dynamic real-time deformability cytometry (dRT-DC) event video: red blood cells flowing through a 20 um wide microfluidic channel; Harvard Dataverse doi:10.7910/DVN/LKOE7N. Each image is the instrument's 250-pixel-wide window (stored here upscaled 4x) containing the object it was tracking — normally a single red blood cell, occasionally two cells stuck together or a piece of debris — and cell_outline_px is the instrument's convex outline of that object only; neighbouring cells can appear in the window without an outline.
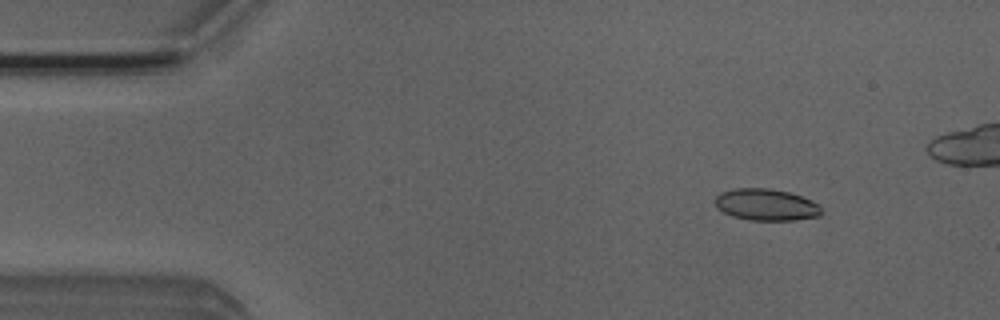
{"species": "Egyptian fruit bat (a non-hibernating species)", "species_latin": "Rousettus aegyptiacus", "temperature_condition": "room temperature", "stored_images_in_passage": 4, "camera_frame_rate_fps": 3000, "um_per_image_px": 0.085, "animal": {"sex": "male"}, "frame": {"image": 1, "passage_image": 1, "time_ms": 0.0, "image_size_px": [1000, 320], "cell_outline_px": [[820, 216], [796, 220], [748, 220], [732, 216], [716, 208], [716, 196], [720, 192], [736, 188], [768, 188], [788, 192], [800, 196], [820, 204]], "centroid_in_image_um": [65.11, 17.4], "position_along_channel_um": 19.9, "area_um2": 19.59}}